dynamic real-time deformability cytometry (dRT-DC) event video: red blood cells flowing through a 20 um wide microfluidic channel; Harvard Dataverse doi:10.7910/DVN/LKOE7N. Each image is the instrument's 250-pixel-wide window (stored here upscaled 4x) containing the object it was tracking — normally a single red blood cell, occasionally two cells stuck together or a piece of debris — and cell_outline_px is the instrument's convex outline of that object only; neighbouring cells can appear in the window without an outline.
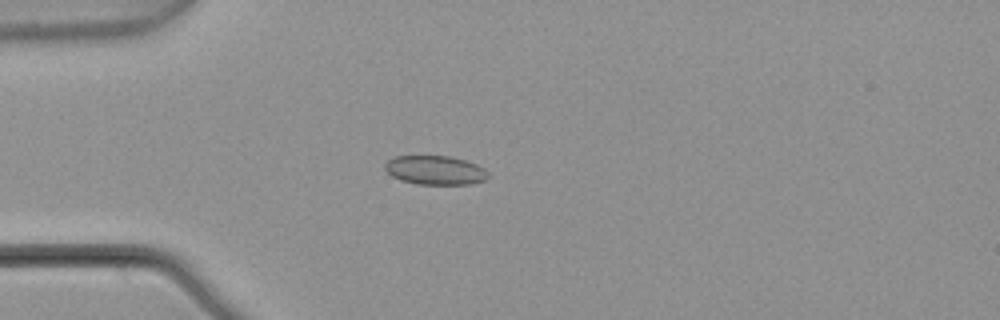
{"species": "common noctule bat (a hibernating species)", "species_latin": "Nyctalus noctula", "temperature_condition": "warm", "stored_images_in_passage": 2, "camera_frame_rate_fps": 3000, "um_per_image_px": 0.085, "animal": {"sex": "male", "body_mass_g": 21.5, "forearm_length_mm": 52.0}, "frame": {"image": 1, "passage_image": 2, "time_ms": 0.333, "image_size_px": [1000, 320], "cell_outline_px": [[488, 176], [484, 180], [468, 184], [416, 184], [400, 180], [392, 176], [384, 168], [384, 164], [388, 160], [396, 156], [452, 156], [476, 164], [484, 168], [488, 172]], "centroid_in_image_um": [36.97, 14.46], "position_along_channel_um": 48.0, "area_um2": 17.4}}